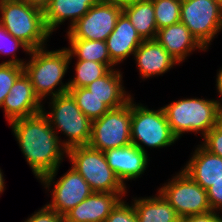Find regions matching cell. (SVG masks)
Returning <instances> with one entry per match:
<instances>
[{
	"mask_svg": "<svg viewBox=\"0 0 222 222\" xmlns=\"http://www.w3.org/2000/svg\"><path fill=\"white\" fill-rule=\"evenodd\" d=\"M9 125L37 180L60 167L67 149L42 112L17 119Z\"/></svg>",
	"mask_w": 222,
	"mask_h": 222,
	"instance_id": "6da1fadb",
	"label": "cell"
},
{
	"mask_svg": "<svg viewBox=\"0 0 222 222\" xmlns=\"http://www.w3.org/2000/svg\"><path fill=\"white\" fill-rule=\"evenodd\" d=\"M29 56L31 59L23 65L24 73L42 102L46 97L68 93L69 83L62 82L71 64L67 48L49 51L45 46L31 50ZM57 86L59 87L56 89Z\"/></svg>",
	"mask_w": 222,
	"mask_h": 222,
	"instance_id": "7a4b0ae2",
	"label": "cell"
},
{
	"mask_svg": "<svg viewBox=\"0 0 222 222\" xmlns=\"http://www.w3.org/2000/svg\"><path fill=\"white\" fill-rule=\"evenodd\" d=\"M170 130L179 139L188 132L205 136L219 123L217 100L186 98L173 101L163 107Z\"/></svg>",
	"mask_w": 222,
	"mask_h": 222,
	"instance_id": "3957f363",
	"label": "cell"
},
{
	"mask_svg": "<svg viewBox=\"0 0 222 222\" xmlns=\"http://www.w3.org/2000/svg\"><path fill=\"white\" fill-rule=\"evenodd\" d=\"M0 24L30 50L45 47L51 36L43 10L19 0H0Z\"/></svg>",
	"mask_w": 222,
	"mask_h": 222,
	"instance_id": "277c9868",
	"label": "cell"
},
{
	"mask_svg": "<svg viewBox=\"0 0 222 222\" xmlns=\"http://www.w3.org/2000/svg\"><path fill=\"white\" fill-rule=\"evenodd\" d=\"M49 100L50 111L47 112L43 108L42 113L47 117L57 136L58 131L66 135L67 140L64 139L62 145L66 149L89 145L92 121L80 110L73 97L65 93Z\"/></svg>",
	"mask_w": 222,
	"mask_h": 222,
	"instance_id": "5b68a950",
	"label": "cell"
},
{
	"mask_svg": "<svg viewBox=\"0 0 222 222\" xmlns=\"http://www.w3.org/2000/svg\"><path fill=\"white\" fill-rule=\"evenodd\" d=\"M71 167L89 184L93 192L127 193L114 171L108 165L101 150L89 145L74 146L67 149Z\"/></svg>",
	"mask_w": 222,
	"mask_h": 222,
	"instance_id": "8992f818",
	"label": "cell"
},
{
	"mask_svg": "<svg viewBox=\"0 0 222 222\" xmlns=\"http://www.w3.org/2000/svg\"><path fill=\"white\" fill-rule=\"evenodd\" d=\"M131 98V141L143 152L148 151L145 147L164 148L169 147L178 139L173 135L167 121L163 107L154 110L136 104ZM145 146V147H144Z\"/></svg>",
	"mask_w": 222,
	"mask_h": 222,
	"instance_id": "52a82bcc",
	"label": "cell"
},
{
	"mask_svg": "<svg viewBox=\"0 0 222 222\" xmlns=\"http://www.w3.org/2000/svg\"><path fill=\"white\" fill-rule=\"evenodd\" d=\"M180 22L207 50L222 31V3L218 0H182Z\"/></svg>",
	"mask_w": 222,
	"mask_h": 222,
	"instance_id": "ba28073f",
	"label": "cell"
},
{
	"mask_svg": "<svg viewBox=\"0 0 222 222\" xmlns=\"http://www.w3.org/2000/svg\"><path fill=\"white\" fill-rule=\"evenodd\" d=\"M158 188V192L173 207L180 218L212 211L207 191L183 170Z\"/></svg>",
	"mask_w": 222,
	"mask_h": 222,
	"instance_id": "9c48e42d",
	"label": "cell"
},
{
	"mask_svg": "<svg viewBox=\"0 0 222 222\" xmlns=\"http://www.w3.org/2000/svg\"><path fill=\"white\" fill-rule=\"evenodd\" d=\"M131 99L122 107L110 109L92 121L89 146L102 152L128 146L131 141Z\"/></svg>",
	"mask_w": 222,
	"mask_h": 222,
	"instance_id": "30bf717a",
	"label": "cell"
},
{
	"mask_svg": "<svg viewBox=\"0 0 222 222\" xmlns=\"http://www.w3.org/2000/svg\"><path fill=\"white\" fill-rule=\"evenodd\" d=\"M58 169L43 176L40 182L46 190L48 189L47 191L54 186L50 192L52 199L46 205L64 216L72 208L84 201L93 191L84 178L72 167L57 181H54Z\"/></svg>",
	"mask_w": 222,
	"mask_h": 222,
	"instance_id": "8fae6325",
	"label": "cell"
},
{
	"mask_svg": "<svg viewBox=\"0 0 222 222\" xmlns=\"http://www.w3.org/2000/svg\"><path fill=\"white\" fill-rule=\"evenodd\" d=\"M121 13L122 7L99 0L68 29L67 38L106 41Z\"/></svg>",
	"mask_w": 222,
	"mask_h": 222,
	"instance_id": "7c38bea8",
	"label": "cell"
},
{
	"mask_svg": "<svg viewBox=\"0 0 222 222\" xmlns=\"http://www.w3.org/2000/svg\"><path fill=\"white\" fill-rule=\"evenodd\" d=\"M44 103L35 94L28 76L23 72L16 80L0 108L8 123L42 112Z\"/></svg>",
	"mask_w": 222,
	"mask_h": 222,
	"instance_id": "4fadbf2b",
	"label": "cell"
},
{
	"mask_svg": "<svg viewBox=\"0 0 222 222\" xmlns=\"http://www.w3.org/2000/svg\"><path fill=\"white\" fill-rule=\"evenodd\" d=\"M103 153L108 165L124 186L126 181L140 178L149 161L148 153L134 144L108 149Z\"/></svg>",
	"mask_w": 222,
	"mask_h": 222,
	"instance_id": "5bb4252c",
	"label": "cell"
},
{
	"mask_svg": "<svg viewBox=\"0 0 222 222\" xmlns=\"http://www.w3.org/2000/svg\"><path fill=\"white\" fill-rule=\"evenodd\" d=\"M127 193L92 192L84 201L68 211L70 222H104Z\"/></svg>",
	"mask_w": 222,
	"mask_h": 222,
	"instance_id": "9a60e30c",
	"label": "cell"
},
{
	"mask_svg": "<svg viewBox=\"0 0 222 222\" xmlns=\"http://www.w3.org/2000/svg\"><path fill=\"white\" fill-rule=\"evenodd\" d=\"M133 56L142 80L160 76L179 64L156 39L143 40Z\"/></svg>",
	"mask_w": 222,
	"mask_h": 222,
	"instance_id": "2e32d148",
	"label": "cell"
},
{
	"mask_svg": "<svg viewBox=\"0 0 222 222\" xmlns=\"http://www.w3.org/2000/svg\"><path fill=\"white\" fill-rule=\"evenodd\" d=\"M143 42L128 17L122 12L116 21L112 33L106 39L108 54L111 61L117 65L123 63L126 58L134 55V52Z\"/></svg>",
	"mask_w": 222,
	"mask_h": 222,
	"instance_id": "e0dca14e",
	"label": "cell"
},
{
	"mask_svg": "<svg viewBox=\"0 0 222 222\" xmlns=\"http://www.w3.org/2000/svg\"><path fill=\"white\" fill-rule=\"evenodd\" d=\"M156 41L179 63L185 62L192 51L206 49L181 22L157 30Z\"/></svg>",
	"mask_w": 222,
	"mask_h": 222,
	"instance_id": "ac0fdd59",
	"label": "cell"
},
{
	"mask_svg": "<svg viewBox=\"0 0 222 222\" xmlns=\"http://www.w3.org/2000/svg\"><path fill=\"white\" fill-rule=\"evenodd\" d=\"M182 170L207 190L222 179V157L210 153L200 144Z\"/></svg>",
	"mask_w": 222,
	"mask_h": 222,
	"instance_id": "d6986e66",
	"label": "cell"
},
{
	"mask_svg": "<svg viewBox=\"0 0 222 222\" xmlns=\"http://www.w3.org/2000/svg\"><path fill=\"white\" fill-rule=\"evenodd\" d=\"M99 0H50L44 9V22L50 34L70 19L69 29Z\"/></svg>",
	"mask_w": 222,
	"mask_h": 222,
	"instance_id": "ffe728a7",
	"label": "cell"
},
{
	"mask_svg": "<svg viewBox=\"0 0 222 222\" xmlns=\"http://www.w3.org/2000/svg\"><path fill=\"white\" fill-rule=\"evenodd\" d=\"M122 76L121 70L110 69L104 76L93 81L86 88L110 109H116L128 103L132 98L123 86Z\"/></svg>",
	"mask_w": 222,
	"mask_h": 222,
	"instance_id": "44dd1931",
	"label": "cell"
},
{
	"mask_svg": "<svg viewBox=\"0 0 222 222\" xmlns=\"http://www.w3.org/2000/svg\"><path fill=\"white\" fill-rule=\"evenodd\" d=\"M132 200L138 222H181L180 216L159 192Z\"/></svg>",
	"mask_w": 222,
	"mask_h": 222,
	"instance_id": "7402d4cb",
	"label": "cell"
},
{
	"mask_svg": "<svg viewBox=\"0 0 222 222\" xmlns=\"http://www.w3.org/2000/svg\"><path fill=\"white\" fill-rule=\"evenodd\" d=\"M122 12L128 17L143 40L156 38L157 24L152 0L135 2L123 7Z\"/></svg>",
	"mask_w": 222,
	"mask_h": 222,
	"instance_id": "603a6c76",
	"label": "cell"
},
{
	"mask_svg": "<svg viewBox=\"0 0 222 222\" xmlns=\"http://www.w3.org/2000/svg\"><path fill=\"white\" fill-rule=\"evenodd\" d=\"M70 62L73 57L77 60H90L97 63L105 64L110 69L116 66L110 59L108 54L106 41L99 40H85V39H68Z\"/></svg>",
	"mask_w": 222,
	"mask_h": 222,
	"instance_id": "cb8c5ba5",
	"label": "cell"
},
{
	"mask_svg": "<svg viewBox=\"0 0 222 222\" xmlns=\"http://www.w3.org/2000/svg\"><path fill=\"white\" fill-rule=\"evenodd\" d=\"M68 93L76 101L80 110L91 120L100 118L110 108L96 98L86 87L69 88Z\"/></svg>",
	"mask_w": 222,
	"mask_h": 222,
	"instance_id": "d4e9b609",
	"label": "cell"
},
{
	"mask_svg": "<svg viewBox=\"0 0 222 222\" xmlns=\"http://www.w3.org/2000/svg\"><path fill=\"white\" fill-rule=\"evenodd\" d=\"M110 68L101 63L86 60H77L75 64V76L68 81L69 88L86 87L93 81L104 76Z\"/></svg>",
	"mask_w": 222,
	"mask_h": 222,
	"instance_id": "484cf974",
	"label": "cell"
},
{
	"mask_svg": "<svg viewBox=\"0 0 222 222\" xmlns=\"http://www.w3.org/2000/svg\"><path fill=\"white\" fill-rule=\"evenodd\" d=\"M157 30L180 22L182 0H152Z\"/></svg>",
	"mask_w": 222,
	"mask_h": 222,
	"instance_id": "4316f807",
	"label": "cell"
},
{
	"mask_svg": "<svg viewBox=\"0 0 222 222\" xmlns=\"http://www.w3.org/2000/svg\"><path fill=\"white\" fill-rule=\"evenodd\" d=\"M23 48L26 54H30L31 50L26 44H24L19 39H16L12 34H10L5 27L0 24V54L10 55L12 54V59L2 61V63H11L23 66L26 61L24 59L17 58L15 55L18 48Z\"/></svg>",
	"mask_w": 222,
	"mask_h": 222,
	"instance_id": "83f0119b",
	"label": "cell"
},
{
	"mask_svg": "<svg viewBox=\"0 0 222 222\" xmlns=\"http://www.w3.org/2000/svg\"><path fill=\"white\" fill-rule=\"evenodd\" d=\"M23 72V66L11 63H0V107L17 78Z\"/></svg>",
	"mask_w": 222,
	"mask_h": 222,
	"instance_id": "f1b7e54d",
	"label": "cell"
},
{
	"mask_svg": "<svg viewBox=\"0 0 222 222\" xmlns=\"http://www.w3.org/2000/svg\"><path fill=\"white\" fill-rule=\"evenodd\" d=\"M104 222H138L133 204L122 199Z\"/></svg>",
	"mask_w": 222,
	"mask_h": 222,
	"instance_id": "f546056e",
	"label": "cell"
},
{
	"mask_svg": "<svg viewBox=\"0 0 222 222\" xmlns=\"http://www.w3.org/2000/svg\"><path fill=\"white\" fill-rule=\"evenodd\" d=\"M201 144L210 153L222 157V125L218 123L204 137Z\"/></svg>",
	"mask_w": 222,
	"mask_h": 222,
	"instance_id": "4dcf8cb0",
	"label": "cell"
},
{
	"mask_svg": "<svg viewBox=\"0 0 222 222\" xmlns=\"http://www.w3.org/2000/svg\"><path fill=\"white\" fill-rule=\"evenodd\" d=\"M64 216L50 209L46 204L24 222H63Z\"/></svg>",
	"mask_w": 222,
	"mask_h": 222,
	"instance_id": "1f68e13d",
	"label": "cell"
},
{
	"mask_svg": "<svg viewBox=\"0 0 222 222\" xmlns=\"http://www.w3.org/2000/svg\"><path fill=\"white\" fill-rule=\"evenodd\" d=\"M206 191L212 211H220L222 213V179L214 183Z\"/></svg>",
	"mask_w": 222,
	"mask_h": 222,
	"instance_id": "d6a6232c",
	"label": "cell"
},
{
	"mask_svg": "<svg viewBox=\"0 0 222 222\" xmlns=\"http://www.w3.org/2000/svg\"><path fill=\"white\" fill-rule=\"evenodd\" d=\"M220 212L209 211L202 214L187 216L181 219V222H222Z\"/></svg>",
	"mask_w": 222,
	"mask_h": 222,
	"instance_id": "836d02e7",
	"label": "cell"
},
{
	"mask_svg": "<svg viewBox=\"0 0 222 222\" xmlns=\"http://www.w3.org/2000/svg\"><path fill=\"white\" fill-rule=\"evenodd\" d=\"M27 3L28 5L37 7L44 11V9L48 6L50 0H19Z\"/></svg>",
	"mask_w": 222,
	"mask_h": 222,
	"instance_id": "e575fe53",
	"label": "cell"
},
{
	"mask_svg": "<svg viewBox=\"0 0 222 222\" xmlns=\"http://www.w3.org/2000/svg\"><path fill=\"white\" fill-rule=\"evenodd\" d=\"M103 2H106V3H110L112 5H117V6H120V7H125V6H128L130 4H133L135 2H139V1H143V0H101Z\"/></svg>",
	"mask_w": 222,
	"mask_h": 222,
	"instance_id": "d590c367",
	"label": "cell"
},
{
	"mask_svg": "<svg viewBox=\"0 0 222 222\" xmlns=\"http://www.w3.org/2000/svg\"><path fill=\"white\" fill-rule=\"evenodd\" d=\"M216 90L218 92V94L221 97V101L217 100L218 103H222V68L219 69V71L217 72V77H216Z\"/></svg>",
	"mask_w": 222,
	"mask_h": 222,
	"instance_id": "8d00e7d4",
	"label": "cell"
},
{
	"mask_svg": "<svg viewBox=\"0 0 222 222\" xmlns=\"http://www.w3.org/2000/svg\"><path fill=\"white\" fill-rule=\"evenodd\" d=\"M5 179H4V176H3V172L2 170L0 169V194H2L5 190Z\"/></svg>",
	"mask_w": 222,
	"mask_h": 222,
	"instance_id": "74e56055",
	"label": "cell"
},
{
	"mask_svg": "<svg viewBox=\"0 0 222 222\" xmlns=\"http://www.w3.org/2000/svg\"><path fill=\"white\" fill-rule=\"evenodd\" d=\"M219 107V121H222V103H218Z\"/></svg>",
	"mask_w": 222,
	"mask_h": 222,
	"instance_id": "f35d334b",
	"label": "cell"
}]
</instances>
